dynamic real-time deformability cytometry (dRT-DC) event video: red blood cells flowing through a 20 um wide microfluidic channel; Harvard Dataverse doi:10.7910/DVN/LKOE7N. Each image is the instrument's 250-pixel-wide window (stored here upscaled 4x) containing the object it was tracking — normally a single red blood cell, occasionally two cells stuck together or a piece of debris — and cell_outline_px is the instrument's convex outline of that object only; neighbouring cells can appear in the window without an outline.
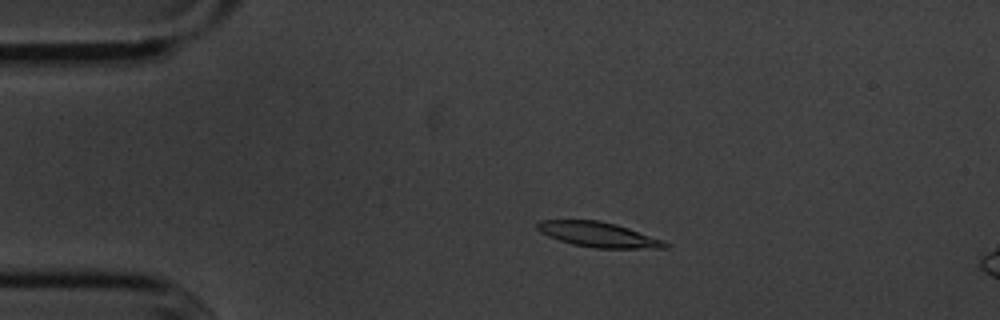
{"species": "common noctule bat (a hibernating species)", "species_latin": "Nyctalus noctula", "temperature_condition": "cold", "stored_images_in_passage": 4, "camera_frame_rate_fps": 3000, "um_per_image_px": 0.085, "animal": {"sex": "male", "body_mass_g": 20.1, "forearm_length_mm": 53.5}, "frame": {"image": 1, "passage_image": 3, "time_ms": 2.333, "image_size_px": [1000, 320], "cell_outline_px": [[668, 248], [596, 248], [572, 244], [548, 236], [540, 232], [536, 228], [536, 224], [540, 220], [600, 220], [616, 224], [664, 240], [668, 244]], "centroid_in_image_um": [50.85, 19.93], "position_along_channel_um": 34.2, "area_um2": 18.55}}